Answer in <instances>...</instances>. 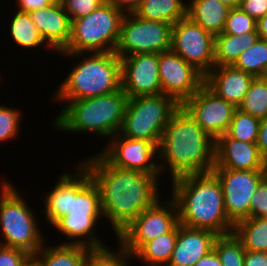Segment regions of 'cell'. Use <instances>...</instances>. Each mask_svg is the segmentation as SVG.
Masks as SVG:
<instances>
[{
	"mask_svg": "<svg viewBox=\"0 0 267 266\" xmlns=\"http://www.w3.org/2000/svg\"><path fill=\"white\" fill-rule=\"evenodd\" d=\"M100 192L104 220L115 237L142 211L155 204L159 193L160 174H148L111 165L98 151L81 159ZM159 180V181H158Z\"/></svg>",
	"mask_w": 267,
	"mask_h": 266,
	"instance_id": "6da1fadb",
	"label": "cell"
},
{
	"mask_svg": "<svg viewBox=\"0 0 267 266\" xmlns=\"http://www.w3.org/2000/svg\"><path fill=\"white\" fill-rule=\"evenodd\" d=\"M215 166V140L180 106L167 122L158 145V167L175 178L205 173ZM167 169V170H166Z\"/></svg>",
	"mask_w": 267,
	"mask_h": 266,
	"instance_id": "7a4b0ae2",
	"label": "cell"
},
{
	"mask_svg": "<svg viewBox=\"0 0 267 266\" xmlns=\"http://www.w3.org/2000/svg\"><path fill=\"white\" fill-rule=\"evenodd\" d=\"M169 185L180 224L210 230L217 235L233 233L234 224L225 212L221 183L212 171L180 176Z\"/></svg>",
	"mask_w": 267,
	"mask_h": 266,
	"instance_id": "3957f363",
	"label": "cell"
},
{
	"mask_svg": "<svg viewBox=\"0 0 267 266\" xmlns=\"http://www.w3.org/2000/svg\"><path fill=\"white\" fill-rule=\"evenodd\" d=\"M59 55L77 62L54 91L55 104L63 103L64 107L69 101L106 95L121 88V58L115 52Z\"/></svg>",
	"mask_w": 267,
	"mask_h": 266,
	"instance_id": "277c9868",
	"label": "cell"
},
{
	"mask_svg": "<svg viewBox=\"0 0 267 266\" xmlns=\"http://www.w3.org/2000/svg\"><path fill=\"white\" fill-rule=\"evenodd\" d=\"M127 101L122 88L106 95L69 101L61 106L51 123L54 130L93 134L105 138L107 143L121 128Z\"/></svg>",
	"mask_w": 267,
	"mask_h": 266,
	"instance_id": "5b68a950",
	"label": "cell"
},
{
	"mask_svg": "<svg viewBox=\"0 0 267 266\" xmlns=\"http://www.w3.org/2000/svg\"><path fill=\"white\" fill-rule=\"evenodd\" d=\"M0 181V245L34 256L48 238L39 227L40 216L36 215L17 186L5 178Z\"/></svg>",
	"mask_w": 267,
	"mask_h": 266,
	"instance_id": "8992f818",
	"label": "cell"
},
{
	"mask_svg": "<svg viewBox=\"0 0 267 266\" xmlns=\"http://www.w3.org/2000/svg\"><path fill=\"white\" fill-rule=\"evenodd\" d=\"M125 12L104 2L98 9L71 21L67 47L59 53L114 52Z\"/></svg>",
	"mask_w": 267,
	"mask_h": 266,
	"instance_id": "52a82bcc",
	"label": "cell"
},
{
	"mask_svg": "<svg viewBox=\"0 0 267 266\" xmlns=\"http://www.w3.org/2000/svg\"><path fill=\"white\" fill-rule=\"evenodd\" d=\"M180 106L163 93L128 98L118 133L129 139L152 141L158 147L167 122Z\"/></svg>",
	"mask_w": 267,
	"mask_h": 266,
	"instance_id": "ba28073f",
	"label": "cell"
},
{
	"mask_svg": "<svg viewBox=\"0 0 267 266\" xmlns=\"http://www.w3.org/2000/svg\"><path fill=\"white\" fill-rule=\"evenodd\" d=\"M160 198L155 204L142 211L116 240L131 256L145 243L169 233L178 223V209L175 200ZM165 200V202H164Z\"/></svg>",
	"mask_w": 267,
	"mask_h": 266,
	"instance_id": "9c48e42d",
	"label": "cell"
},
{
	"mask_svg": "<svg viewBox=\"0 0 267 266\" xmlns=\"http://www.w3.org/2000/svg\"><path fill=\"white\" fill-rule=\"evenodd\" d=\"M172 24L144 20L133 12L126 13L115 53L120 57L140 53H161L171 49Z\"/></svg>",
	"mask_w": 267,
	"mask_h": 266,
	"instance_id": "30bf717a",
	"label": "cell"
},
{
	"mask_svg": "<svg viewBox=\"0 0 267 266\" xmlns=\"http://www.w3.org/2000/svg\"><path fill=\"white\" fill-rule=\"evenodd\" d=\"M215 36L189 17L172 26L171 50L206 76L215 66Z\"/></svg>",
	"mask_w": 267,
	"mask_h": 266,
	"instance_id": "8fae6325",
	"label": "cell"
},
{
	"mask_svg": "<svg viewBox=\"0 0 267 266\" xmlns=\"http://www.w3.org/2000/svg\"><path fill=\"white\" fill-rule=\"evenodd\" d=\"M221 183L225 212L235 225L250 218V199L264 179L261 170L213 169Z\"/></svg>",
	"mask_w": 267,
	"mask_h": 266,
	"instance_id": "7c38bea8",
	"label": "cell"
},
{
	"mask_svg": "<svg viewBox=\"0 0 267 266\" xmlns=\"http://www.w3.org/2000/svg\"><path fill=\"white\" fill-rule=\"evenodd\" d=\"M105 145L99 153L111 165L142 173L160 174L158 147L152 141L129 139L117 133Z\"/></svg>",
	"mask_w": 267,
	"mask_h": 266,
	"instance_id": "4fadbf2b",
	"label": "cell"
},
{
	"mask_svg": "<svg viewBox=\"0 0 267 266\" xmlns=\"http://www.w3.org/2000/svg\"><path fill=\"white\" fill-rule=\"evenodd\" d=\"M181 106L215 141L226 134L237 109L218 97L205 84Z\"/></svg>",
	"mask_w": 267,
	"mask_h": 266,
	"instance_id": "5bb4252c",
	"label": "cell"
},
{
	"mask_svg": "<svg viewBox=\"0 0 267 266\" xmlns=\"http://www.w3.org/2000/svg\"><path fill=\"white\" fill-rule=\"evenodd\" d=\"M158 63L162 93L180 105L204 85L205 76L171 49L158 54Z\"/></svg>",
	"mask_w": 267,
	"mask_h": 266,
	"instance_id": "9a60e30c",
	"label": "cell"
},
{
	"mask_svg": "<svg viewBox=\"0 0 267 266\" xmlns=\"http://www.w3.org/2000/svg\"><path fill=\"white\" fill-rule=\"evenodd\" d=\"M121 88L128 98L162 93L158 53H140L122 57Z\"/></svg>",
	"mask_w": 267,
	"mask_h": 266,
	"instance_id": "2e32d148",
	"label": "cell"
},
{
	"mask_svg": "<svg viewBox=\"0 0 267 266\" xmlns=\"http://www.w3.org/2000/svg\"><path fill=\"white\" fill-rule=\"evenodd\" d=\"M45 43L55 52H62L68 45L71 34V19L60 0L28 12Z\"/></svg>",
	"mask_w": 267,
	"mask_h": 266,
	"instance_id": "e0dca14e",
	"label": "cell"
},
{
	"mask_svg": "<svg viewBox=\"0 0 267 266\" xmlns=\"http://www.w3.org/2000/svg\"><path fill=\"white\" fill-rule=\"evenodd\" d=\"M262 156L256 143H247L227 134L215 141L213 169L261 170Z\"/></svg>",
	"mask_w": 267,
	"mask_h": 266,
	"instance_id": "ac0fdd59",
	"label": "cell"
},
{
	"mask_svg": "<svg viewBox=\"0 0 267 266\" xmlns=\"http://www.w3.org/2000/svg\"><path fill=\"white\" fill-rule=\"evenodd\" d=\"M215 232L190 228L178 223L175 249L166 266H194L203 256L213 250Z\"/></svg>",
	"mask_w": 267,
	"mask_h": 266,
	"instance_id": "d6986e66",
	"label": "cell"
},
{
	"mask_svg": "<svg viewBox=\"0 0 267 266\" xmlns=\"http://www.w3.org/2000/svg\"><path fill=\"white\" fill-rule=\"evenodd\" d=\"M104 220L103 215H65L52 227L64 237L60 244L81 245L89 249L108 247L97 231L98 225ZM97 229V230H96ZM97 232V233H96ZM103 240V241H102Z\"/></svg>",
	"mask_w": 267,
	"mask_h": 266,
	"instance_id": "ffe728a7",
	"label": "cell"
},
{
	"mask_svg": "<svg viewBox=\"0 0 267 266\" xmlns=\"http://www.w3.org/2000/svg\"><path fill=\"white\" fill-rule=\"evenodd\" d=\"M254 76L233 65L214 66L205 76L204 84L218 97L239 107Z\"/></svg>",
	"mask_w": 267,
	"mask_h": 266,
	"instance_id": "44dd1931",
	"label": "cell"
},
{
	"mask_svg": "<svg viewBox=\"0 0 267 266\" xmlns=\"http://www.w3.org/2000/svg\"><path fill=\"white\" fill-rule=\"evenodd\" d=\"M70 172V204L68 215H103L100 192L88 170L74 163ZM76 170V171H75Z\"/></svg>",
	"mask_w": 267,
	"mask_h": 266,
	"instance_id": "7402d4cb",
	"label": "cell"
},
{
	"mask_svg": "<svg viewBox=\"0 0 267 266\" xmlns=\"http://www.w3.org/2000/svg\"><path fill=\"white\" fill-rule=\"evenodd\" d=\"M187 17L214 36L223 32L230 10L219 0H187Z\"/></svg>",
	"mask_w": 267,
	"mask_h": 266,
	"instance_id": "603a6c76",
	"label": "cell"
},
{
	"mask_svg": "<svg viewBox=\"0 0 267 266\" xmlns=\"http://www.w3.org/2000/svg\"><path fill=\"white\" fill-rule=\"evenodd\" d=\"M44 246L33 256L32 260L38 266H84L91 249L81 245L69 244Z\"/></svg>",
	"mask_w": 267,
	"mask_h": 266,
	"instance_id": "cb8c5ba5",
	"label": "cell"
},
{
	"mask_svg": "<svg viewBox=\"0 0 267 266\" xmlns=\"http://www.w3.org/2000/svg\"><path fill=\"white\" fill-rule=\"evenodd\" d=\"M55 180V185L51 190L44 193L42 210L45 223L50 228L63 216L69 214L70 204V172L63 171Z\"/></svg>",
	"mask_w": 267,
	"mask_h": 266,
	"instance_id": "d4e9b609",
	"label": "cell"
},
{
	"mask_svg": "<svg viewBox=\"0 0 267 266\" xmlns=\"http://www.w3.org/2000/svg\"><path fill=\"white\" fill-rule=\"evenodd\" d=\"M258 32H247L240 35L220 33L215 36V66L233 65L239 55L253 46L258 40Z\"/></svg>",
	"mask_w": 267,
	"mask_h": 266,
	"instance_id": "484cf974",
	"label": "cell"
},
{
	"mask_svg": "<svg viewBox=\"0 0 267 266\" xmlns=\"http://www.w3.org/2000/svg\"><path fill=\"white\" fill-rule=\"evenodd\" d=\"M187 6L188 2L185 0H142L133 13L144 20L173 25L187 17Z\"/></svg>",
	"mask_w": 267,
	"mask_h": 266,
	"instance_id": "4316f807",
	"label": "cell"
},
{
	"mask_svg": "<svg viewBox=\"0 0 267 266\" xmlns=\"http://www.w3.org/2000/svg\"><path fill=\"white\" fill-rule=\"evenodd\" d=\"M11 17V21H8L10 22L8 26V33L14 45L16 44L18 48L20 46L19 49H26L25 51H28L29 49L37 50L43 46L46 51L50 50L52 51L51 53H55L45 43L29 13L16 10Z\"/></svg>",
	"mask_w": 267,
	"mask_h": 266,
	"instance_id": "83f0119b",
	"label": "cell"
},
{
	"mask_svg": "<svg viewBox=\"0 0 267 266\" xmlns=\"http://www.w3.org/2000/svg\"><path fill=\"white\" fill-rule=\"evenodd\" d=\"M178 224L166 234L145 243L132 257L147 266H166L175 249Z\"/></svg>",
	"mask_w": 267,
	"mask_h": 266,
	"instance_id": "f1b7e54d",
	"label": "cell"
},
{
	"mask_svg": "<svg viewBox=\"0 0 267 266\" xmlns=\"http://www.w3.org/2000/svg\"><path fill=\"white\" fill-rule=\"evenodd\" d=\"M233 233L246 251L267 252V218H247L234 225Z\"/></svg>",
	"mask_w": 267,
	"mask_h": 266,
	"instance_id": "f546056e",
	"label": "cell"
},
{
	"mask_svg": "<svg viewBox=\"0 0 267 266\" xmlns=\"http://www.w3.org/2000/svg\"><path fill=\"white\" fill-rule=\"evenodd\" d=\"M233 66L254 77L267 76V41L261 38L241 53Z\"/></svg>",
	"mask_w": 267,
	"mask_h": 266,
	"instance_id": "4dcf8cb0",
	"label": "cell"
},
{
	"mask_svg": "<svg viewBox=\"0 0 267 266\" xmlns=\"http://www.w3.org/2000/svg\"><path fill=\"white\" fill-rule=\"evenodd\" d=\"M238 109L260 120L267 117V76L254 77Z\"/></svg>",
	"mask_w": 267,
	"mask_h": 266,
	"instance_id": "1f68e13d",
	"label": "cell"
},
{
	"mask_svg": "<svg viewBox=\"0 0 267 266\" xmlns=\"http://www.w3.org/2000/svg\"><path fill=\"white\" fill-rule=\"evenodd\" d=\"M213 249L216 251L222 266H244L246 250L234 233L219 235L215 239Z\"/></svg>",
	"mask_w": 267,
	"mask_h": 266,
	"instance_id": "d6a6232c",
	"label": "cell"
},
{
	"mask_svg": "<svg viewBox=\"0 0 267 266\" xmlns=\"http://www.w3.org/2000/svg\"><path fill=\"white\" fill-rule=\"evenodd\" d=\"M260 119L236 109L226 134L247 143H257Z\"/></svg>",
	"mask_w": 267,
	"mask_h": 266,
	"instance_id": "836d02e7",
	"label": "cell"
},
{
	"mask_svg": "<svg viewBox=\"0 0 267 266\" xmlns=\"http://www.w3.org/2000/svg\"><path fill=\"white\" fill-rule=\"evenodd\" d=\"M115 244H117L115 251L109 246L91 249L84 266H131L133 257L119 243Z\"/></svg>",
	"mask_w": 267,
	"mask_h": 266,
	"instance_id": "e575fe53",
	"label": "cell"
},
{
	"mask_svg": "<svg viewBox=\"0 0 267 266\" xmlns=\"http://www.w3.org/2000/svg\"><path fill=\"white\" fill-rule=\"evenodd\" d=\"M20 108H11L0 103V145L20 136L23 113Z\"/></svg>",
	"mask_w": 267,
	"mask_h": 266,
	"instance_id": "d590c367",
	"label": "cell"
},
{
	"mask_svg": "<svg viewBox=\"0 0 267 266\" xmlns=\"http://www.w3.org/2000/svg\"><path fill=\"white\" fill-rule=\"evenodd\" d=\"M247 32H257V20L240 7L230 9L222 33L240 35Z\"/></svg>",
	"mask_w": 267,
	"mask_h": 266,
	"instance_id": "8d00e7d4",
	"label": "cell"
},
{
	"mask_svg": "<svg viewBox=\"0 0 267 266\" xmlns=\"http://www.w3.org/2000/svg\"><path fill=\"white\" fill-rule=\"evenodd\" d=\"M71 21L89 15L106 0H60Z\"/></svg>",
	"mask_w": 267,
	"mask_h": 266,
	"instance_id": "74e56055",
	"label": "cell"
},
{
	"mask_svg": "<svg viewBox=\"0 0 267 266\" xmlns=\"http://www.w3.org/2000/svg\"><path fill=\"white\" fill-rule=\"evenodd\" d=\"M250 218H267V179H263L250 199Z\"/></svg>",
	"mask_w": 267,
	"mask_h": 266,
	"instance_id": "f35d334b",
	"label": "cell"
},
{
	"mask_svg": "<svg viewBox=\"0 0 267 266\" xmlns=\"http://www.w3.org/2000/svg\"><path fill=\"white\" fill-rule=\"evenodd\" d=\"M32 258L23 250L0 245V266H27Z\"/></svg>",
	"mask_w": 267,
	"mask_h": 266,
	"instance_id": "ab89813d",
	"label": "cell"
},
{
	"mask_svg": "<svg viewBox=\"0 0 267 266\" xmlns=\"http://www.w3.org/2000/svg\"><path fill=\"white\" fill-rule=\"evenodd\" d=\"M240 8L258 20L267 14V0H242Z\"/></svg>",
	"mask_w": 267,
	"mask_h": 266,
	"instance_id": "60d3db41",
	"label": "cell"
},
{
	"mask_svg": "<svg viewBox=\"0 0 267 266\" xmlns=\"http://www.w3.org/2000/svg\"><path fill=\"white\" fill-rule=\"evenodd\" d=\"M55 0H16V8L21 12H31L52 4Z\"/></svg>",
	"mask_w": 267,
	"mask_h": 266,
	"instance_id": "b9f144b4",
	"label": "cell"
},
{
	"mask_svg": "<svg viewBox=\"0 0 267 266\" xmlns=\"http://www.w3.org/2000/svg\"><path fill=\"white\" fill-rule=\"evenodd\" d=\"M244 266H267V252L246 251Z\"/></svg>",
	"mask_w": 267,
	"mask_h": 266,
	"instance_id": "7bdbcfd3",
	"label": "cell"
},
{
	"mask_svg": "<svg viewBox=\"0 0 267 266\" xmlns=\"http://www.w3.org/2000/svg\"><path fill=\"white\" fill-rule=\"evenodd\" d=\"M257 146L261 156L267 154V117L260 121Z\"/></svg>",
	"mask_w": 267,
	"mask_h": 266,
	"instance_id": "ee69618b",
	"label": "cell"
},
{
	"mask_svg": "<svg viewBox=\"0 0 267 266\" xmlns=\"http://www.w3.org/2000/svg\"><path fill=\"white\" fill-rule=\"evenodd\" d=\"M106 2L113 4L125 13H131L135 11L142 0H106Z\"/></svg>",
	"mask_w": 267,
	"mask_h": 266,
	"instance_id": "f6af8a7d",
	"label": "cell"
},
{
	"mask_svg": "<svg viewBox=\"0 0 267 266\" xmlns=\"http://www.w3.org/2000/svg\"><path fill=\"white\" fill-rule=\"evenodd\" d=\"M194 266H222V264L216 251L213 249L203 256Z\"/></svg>",
	"mask_w": 267,
	"mask_h": 266,
	"instance_id": "bcb514c9",
	"label": "cell"
},
{
	"mask_svg": "<svg viewBox=\"0 0 267 266\" xmlns=\"http://www.w3.org/2000/svg\"><path fill=\"white\" fill-rule=\"evenodd\" d=\"M259 38L267 41V14L257 20Z\"/></svg>",
	"mask_w": 267,
	"mask_h": 266,
	"instance_id": "7dc6e473",
	"label": "cell"
},
{
	"mask_svg": "<svg viewBox=\"0 0 267 266\" xmlns=\"http://www.w3.org/2000/svg\"><path fill=\"white\" fill-rule=\"evenodd\" d=\"M222 2L225 6L229 7L230 9L238 8L240 7L242 0H219Z\"/></svg>",
	"mask_w": 267,
	"mask_h": 266,
	"instance_id": "c3c4849f",
	"label": "cell"
},
{
	"mask_svg": "<svg viewBox=\"0 0 267 266\" xmlns=\"http://www.w3.org/2000/svg\"><path fill=\"white\" fill-rule=\"evenodd\" d=\"M262 174L265 179H267V154L262 156Z\"/></svg>",
	"mask_w": 267,
	"mask_h": 266,
	"instance_id": "681fc988",
	"label": "cell"
},
{
	"mask_svg": "<svg viewBox=\"0 0 267 266\" xmlns=\"http://www.w3.org/2000/svg\"><path fill=\"white\" fill-rule=\"evenodd\" d=\"M27 266H38V265L33 260H31Z\"/></svg>",
	"mask_w": 267,
	"mask_h": 266,
	"instance_id": "f907efd6",
	"label": "cell"
}]
</instances>
